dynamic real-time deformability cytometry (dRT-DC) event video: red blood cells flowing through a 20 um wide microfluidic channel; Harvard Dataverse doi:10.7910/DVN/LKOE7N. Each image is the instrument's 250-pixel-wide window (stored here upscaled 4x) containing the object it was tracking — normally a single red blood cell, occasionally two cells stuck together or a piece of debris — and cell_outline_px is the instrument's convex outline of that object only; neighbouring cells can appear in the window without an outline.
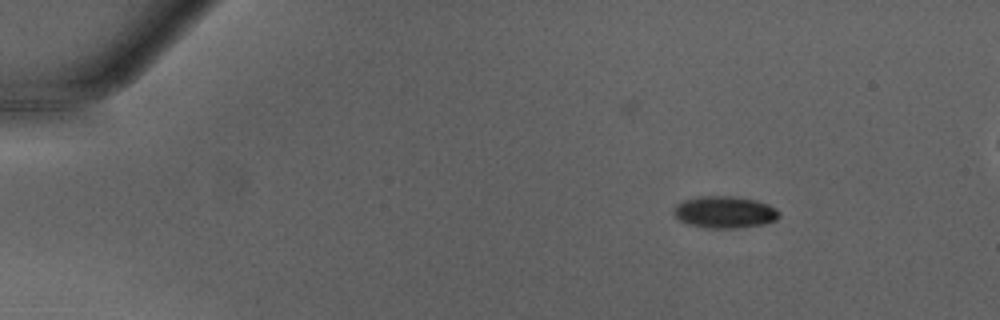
{"species": "Egyptian fruit bat (a non-hibernating species)", "species_latin": "Rousettus aegyptiacus", "temperature_condition": "warm", "stored_images_in_passage": 6, "camera_frame_rate_fps": 3000, "um_per_image_px": 0.085, "animal": {"sex": "male"}, "frame": {"image": 1, "passage_image": 1, "time_ms": 0.0, "image_size_px": [1000, 320], "cell_outline_px": [[780, 216], [776, 220], [764, 224], [736, 228], [704, 228], [688, 224], [680, 220], [672, 212], [672, 208], [676, 204], [684, 200], [700, 196], [732, 196], [756, 200], [768, 204], [776, 208], [780, 212]], "centroid_in_image_um": [61.59, 18.03], "position_along_channel_um": 23.4, "area_um2": 19.77}}